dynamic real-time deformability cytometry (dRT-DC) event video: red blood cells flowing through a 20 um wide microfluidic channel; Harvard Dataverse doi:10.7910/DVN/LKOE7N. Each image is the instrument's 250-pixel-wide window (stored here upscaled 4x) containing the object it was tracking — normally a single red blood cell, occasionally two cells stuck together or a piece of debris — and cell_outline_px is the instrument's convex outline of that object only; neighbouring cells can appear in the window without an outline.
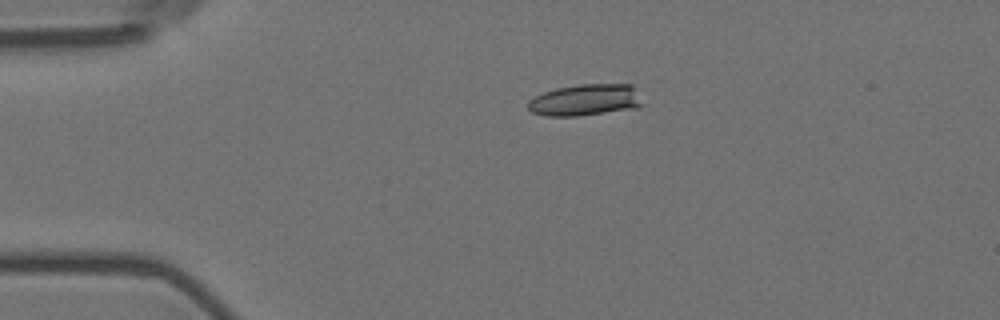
{"species": "Egyptian fruit bat (a non-hibernating species)", "species_latin": "Rousettus aegyptiacus", "temperature_condition": "room temperature", "stored_images_in_passage": 9, "camera_frame_rate_fps": 3000, "um_per_image_px": 0.085, "animal": {"sex": "female"}, "frame": {"image": 1, "passage_image": 2, "time_ms": 0.333, "image_size_px": [1000, 320], "cell_outline_px": [[644, 104], [640, 108], [576, 116], [548, 116], [532, 112], [528, 108], [528, 100], [544, 92], [556, 88], [580, 84], [632, 84]], "centroid_in_image_um": [49.79, 8.5], "position_along_channel_um": 35.2, "area_um2": 21.15}}
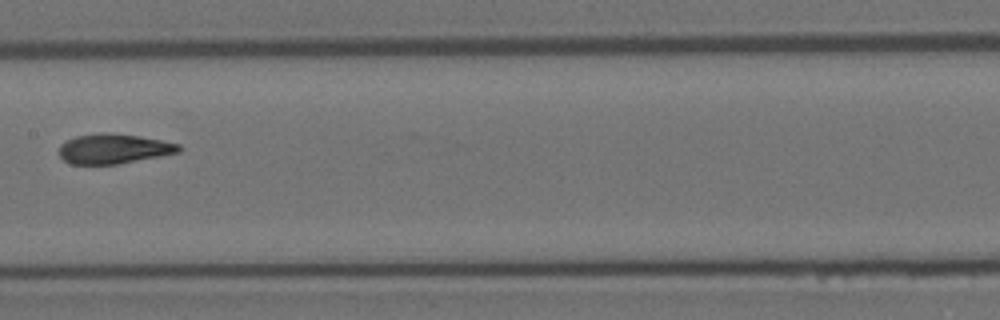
{"frame": {"image": 2, "passage_image": 7, "time_ms": 2.0, "image_size_px": [1000, 320], "cell_outline_px": [[180, 152], [160, 156], [116, 164], [72, 164], [64, 160], [60, 156], [60, 144], [76, 136], [100, 132], [108, 132], [140, 136], [180, 144]], "centroid_in_image_um": [9.66, 12.63], "position_along_channel_um": 197.7, "area_um2": 20.69}}
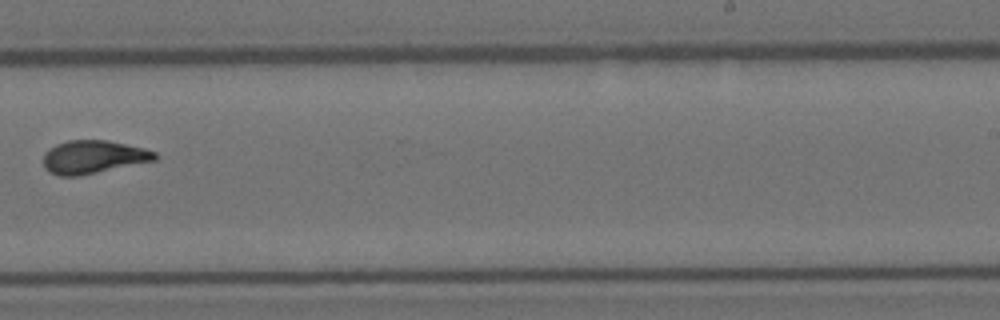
{"frame": {"image": 3, "passage_image": 9, "time_ms": 2.667, "image_size_px": [1000, 320], "cell_outline_px": [[160, 156], [156, 160], [80, 176], [60, 176], [48, 172], [44, 168], [44, 152], [48, 148], [56, 144], [68, 140], [108, 140], [144, 148], [156, 152]], "centroid_in_image_um": [7.92, 13.34], "position_along_channel_um": 281.1, "area_um2": 21.79}}